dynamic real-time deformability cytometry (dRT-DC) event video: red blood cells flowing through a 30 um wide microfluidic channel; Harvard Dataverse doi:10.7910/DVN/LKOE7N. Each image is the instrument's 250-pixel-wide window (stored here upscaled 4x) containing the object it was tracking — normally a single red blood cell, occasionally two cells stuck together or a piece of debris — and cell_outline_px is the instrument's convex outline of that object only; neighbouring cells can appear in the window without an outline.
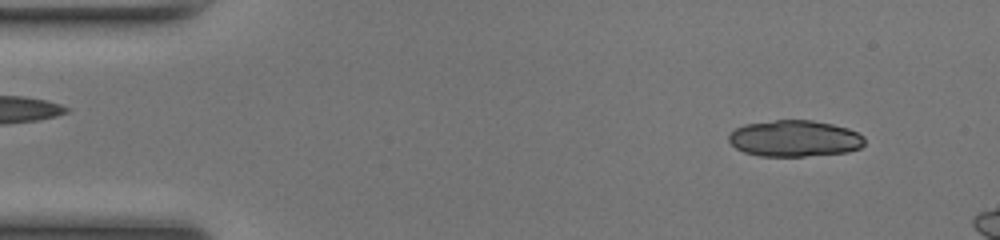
{"species": "common noctule bat (a hibernating species)", "species_latin": "Nyctalus noctula", "temperature_condition": "room temperature", "stored_images_in_passage": 10, "camera_frame_rate_fps": 3000, "um_per_image_px": 0.085, "animal": {"sex": "female", "body_mass_g": 17.0, "forearm_length_mm": 48.0}, "frame": {"image": 1, "passage_image": 4, "time_ms": 1.0, "image_size_px": [1000, 240], "cell_outline_px": [[864, 144], [860, 148], [848, 152], [804, 156], [760, 156], [744, 152], [736, 148], [728, 140], [728, 136], [736, 128], [744, 124], [776, 120], [812, 120], [832, 124], [848, 128], [864, 136]], "centroid_in_image_um": [67.54, 11.77], "position_along_channel_um": 17.5, "area_um2": 28.78}}